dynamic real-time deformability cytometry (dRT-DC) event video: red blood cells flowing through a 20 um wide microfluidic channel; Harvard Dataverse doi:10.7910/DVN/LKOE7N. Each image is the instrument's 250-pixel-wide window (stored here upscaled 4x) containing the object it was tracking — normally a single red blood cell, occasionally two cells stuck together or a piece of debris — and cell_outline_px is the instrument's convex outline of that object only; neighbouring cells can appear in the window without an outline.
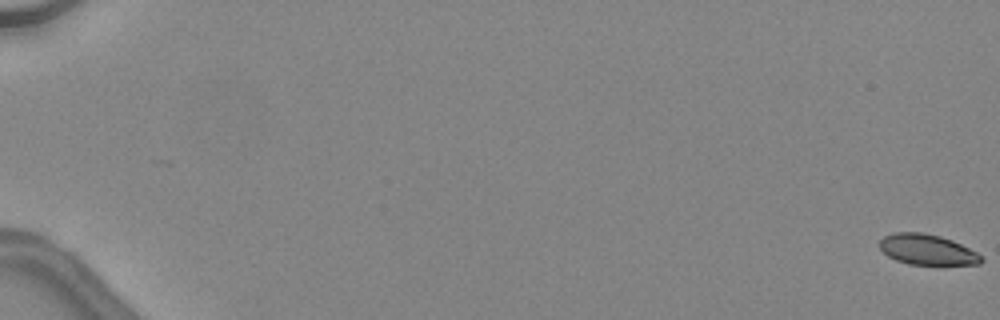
{"species": "common noctule bat (a hibernating species)", "species_latin": "Nyctalus noctula", "temperature_condition": "warm", "stored_images_in_passage": 49, "camera_frame_rate_fps": 3000, "um_per_image_px": 0.085, "animal": {"sex": "female", "body_mass_g": 24.6, "forearm_length_mm": 56.2}, "frame": {"image": 1, "passage_image": 1, "time_ms": 0.0, "image_size_px": [1000, 320], "cell_outline_px": [[984, 260], [980, 264], [908, 264], [896, 260], [888, 256], [880, 248], [880, 240], [884, 236], [896, 232], [920, 232], [940, 236], [952, 240], [984, 256]], "centroid_in_image_um": [78.82, 21.21], "position_along_channel_um": 6.2, "area_um2": 17.92}}
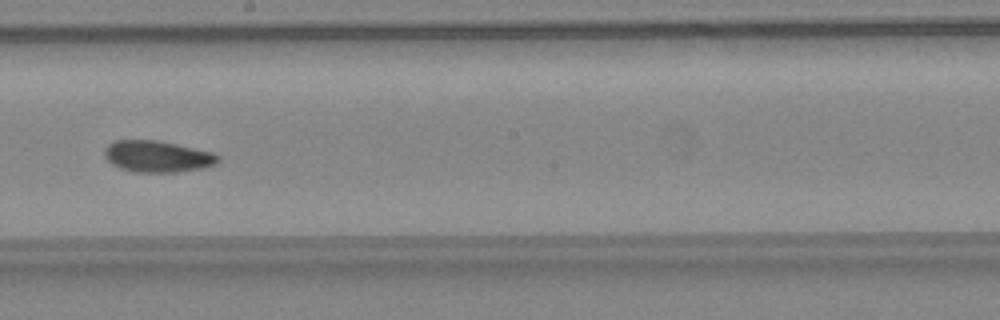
{"frame": {"image": 2, "passage_image": 31, "time_ms": 10.0, "image_size_px": [1000, 320], "cell_outline_px": [[220, 160], [216, 164], [204, 168], [176, 172], [136, 172], [120, 168], [112, 164], [104, 156], [104, 148], [108, 144], [116, 140], [156, 140], [176, 144], [212, 152], [220, 156]], "centroid_in_image_um": [13.38, 13.3], "position_along_channel_um": 234.8, "area_um2": 20.87}}
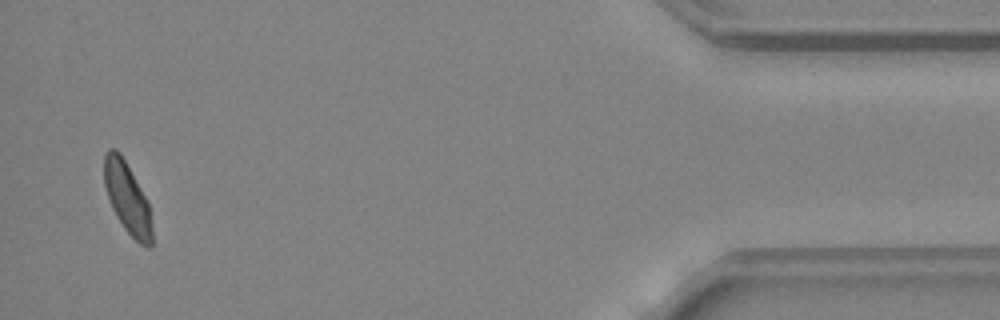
{"frame": {"image": 3, "passage_image": 48, "time_ms": 15.667, "image_size_px": [1000, 320], "cell_outline_px": [[152, 244], [148, 248], [140, 244], [124, 228], [116, 216], [112, 208], [104, 184], [104, 156], [108, 148], [116, 148], [120, 152], [140, 188], [148, 204], [152, 228]], "centroid_in_image_um": [10.8, 16.83], "position_along_channel_um": 424.4, "area_um2": 19.48}, "authors_computed_cell_mechanics": {"area_um2": 20.4034, "velocity_mm_per_s": 4.5399, "shape_relaxation_time_tau1_ms": null, "shape_relaxation_time_tau2_ms": 8.3473, "deformation_change_tau1": null, "deformation_change_tau2": 0.1591}}